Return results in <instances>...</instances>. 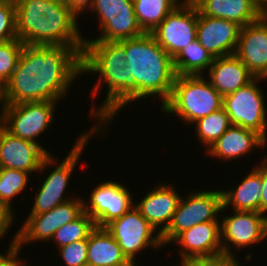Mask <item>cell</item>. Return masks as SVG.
I'll return each mask as SVG.
<instances>
[{"label": "cell", "instance_id": "60d3db41", "mask_svg": "<svg viewBox=\"0 0 267 266\" xmlns=\"http://www.w3.org/2000/svg\"><path fill=\"white\" fill-rule=\"evenodd\" d=\"M181 266H194V262L191 263H181Z\"/></svg>", "mask_w": 267, "mask_h": 266}, {"label": "cell", "instance_id": "4dcf8cb0", "mask_svg": "<svg viewBox=\"0 0 267 266\" xmlns=\"http://www.w3.org/2000/svg\"><path fill=\"white\" fill-rule=\"evenodd\" d=\"M24 43L18 38L0 44V89L12 76Z\"/></svg>", "mask_w": 267, "mask_h": 266}, {"label": "cell", "instance_id": "6da1fadb", "mask_svg": "<svg viewBox=\"0 0 267 266\" xmlns=\"http://www.w3.org/2000/svg\"><path fill=\"white\" fill-rule=\"evenodd\" d=\"M83 49L64 45H25L17 66L0 89L1 105L58 101L82 73Z\"/></svg>", "mask_w": 267, "mask_h": 266}, {"label": "cell", "instance_id": "9a60e30c", "mask_svg": "<svg viewBox=\"0 0 267 266\" xmlns=\"http://www.w3.org/2000/svg\"><path fill=\"white\" fill-rule=\"evenodd\" d=\"M54 160L42 145L14 136L0 124V168L31 174L43 171Z\"/></svg>", "mask_w": 267, "mask_h": 266}, {"label": "cell", "instance_id": "5b68a950", "mask_svg": "<svg viewBox=\"0 0 267 266\" xmlns=\"http://www.w3.org/2000/svg\"><path fill=\"white\" fill-rule=\"evenodd\" d=\"M165 113H176L189 125L223 108V96L203 75H176L169 99L162 105Z\"/></svg>", "mask_w": 267, "mask_h": 266}, {"label": "cell", "instance_id": "277c9868", "mask_svg": "<svg viewBox=\"0 0 267 266\" xmlns=\"http://www.w3.org/2000/svg\"><path fill=\"white\" fill-rule=\"evenodd\" d=\"M119 42L124 46L128 61L129 103L157 95L163 105L171 95L176 78L173 58L151 33Z\"/></svg>", "mask_w": 267, "mask_h": 266}, {"label": "cell", "instance_id": "83f0119b", "mask_svg": "<svg viewBox=\"0 0 267 266\" xmlns=\"http://www.w3.org/2000/svg\"><path fill=\"white\" fill-rule=\"evenodd\" d=\"M197 136L204 146L209 148L231 126L229 116L224 108L196 120Z\"/></svg>", "mask_w": 267, "mask_h": 266}, {"label": "cell", "instance_id": "d4e9b609", "mask_svg": "<svg viewBox=\"0 0 267 266\" xmlns=\"http://www.w3.org/2000/svg\"><path fill=\"white\" fill-rule=\"evenodd\" d=\"M87 264L92 266H133L118 242L104 227H95L87 239Z\"/></svg>", "mask_w": 267, "mask_h": 266}, {"label": "cell", "instance_id": "3957f363", "mask_svg": "<svg viewBox=\"0 0 267 266\" xmlns=\"http://www.w3.org/2000/svg\"><path fill=\"white\" fill-rule=\"evenodd\" d=\"M124 46L119 41H85L82 53V73L99 74L92 94L96 96L100 84L108 87L104 103L92 108L98 118V128L108 126L115 114L129 103V72ZM111 120V121H110ZM106 123V124H105Z\"/></svg>", "mask_w": 267, "mask_h": 266}, {"label": "cell", "instance_id": "2e32d148", "mask_svg": "<svg viewBox=\"0 0 267 266\" xmlns=\"http://www.w3.org/2000/svg\"><path fill=\"white\" fill-rule=\"evenodd\" d=\"M181 246V263L215 261L223 259L219 221L194 225L180 233L173 242Z\"/></svg>", "mask_w": 267, "mask_h": 266}, {"label": "cell", "instance_id": "7c38bea8", "mask_svg": "<svg viewBox=\"0 0 267 266\" xmlns=\"http://www.w3.org/2000/svg\"><path fill=\"white\" fill-rule=\"evenodd\" d=\"M91 8L99 17L101 36L85 41H121L144 34L136 19L133 0H94Z\"/></svg>", "mask_w": 267, "mask_h": 266}, {"label": "cell", "instance_id": "8992f818", "mask_svg": "<svg viewBox=\"0 0 267 266\" xmlns=\"http://www.w3.org/2000/svg\"><path fill=\"white\" fill-rule=\"evenodd\" d=\"M185 198L181 197L170 225L161 233L164 246L173 242L180 233L194 225L218 221L217 214L222 212L221 190L191 192Z\"/></svg>", "mask_w": 267, "mask_h": 266}, {"label": "cell", "instance_id": "836d02e7", "mask_svg": "<svg viewBox=\"0 0 267 266\" xmlns=\"http://www.w3.org/2000/svg\"><path fill=\"white\" fill-rule=\"evenodd\" d=\"M13 210L7 205L0 203V237L2 238L6 232L9 230L10 225H12Z\"/></svg>", "mask_w": 267, "mask_h": 266}, {"label": "cell", "instance_id": "d6a6232c", "mask_svg": "<svg viewBox=\"0 0 267 266\" xmlns=\"http://www.w3.org/2000/svg\"><path fill=\"white\" fill-rule=\"evenodd\" d=\"M57 249L66 266H82L87 264V239L73 242Z\"/></svg>", "mask_w": 267, "mask_h": 266}, {"label": "cell", "instance_id": "74e56055", "mask_svg": "<svg viewBox=\"0 0 267 266\" xmlns=\"http://www.w3.org/2000/svg\"><path fill=\"white\" fill-rule=\"evenodd\" d=\"M18 242V233L12 238L11 243L9 244V248L7 249V253L0 254V266L15 252Z\"/></svg>", "mask_w": 267, "mask_h": 266}, {"label": "cell", "instance_id": "ba28073f", "mask_svg": "<svg viewBox=\"0 0 267 266\" xmlns=\"http://www.w3.org/2000/svg\"><path fill=\"white\" fill-rule=\"evenodd\" d=\"M56 102L33 101L2 105L0 124L14 136L40 145L36 138L52 124Z\"/></svg>", "mask_w": 267, "mask_h": 266}, {"label": "cell", "instance_id": "52a82bcc", "mask_svg": "<svg viewBox=\"0 0 267 266\" xmlns=\"http://www.w3.org/2000/svg\"><path fill=\"white\" fill-rule=\"evenodd\" d=\"M104 228L118 242L123 255L133 266H136L135 257L141 250L150 246L154 249L164 246L161 234L154 233L156 229L135 206L120 218L112 220Z\"/></svg>", "mask_w": 267, "mask_h": 266}, {"label": "cell", "instance_id": "d6986e66", "mask_svg": "<svg viewBox=\"0 0 267 266\" xmlns=\"http://www.w3.org/2000/svg\"><path fill=\"white\" fill-rule=\"evenodd\" d=\"M241 26L198 11L197 40L214 58L235 54Z\"/></svg>", "mask_w": 267, "mask_h": 266}, {"label": "cell", "instance_id": "8fae6325", "mask_svg": "<svg viewBox=\"0 0 267 266\" xmlns=\"http://www.w3.org/2000/svg\"><path fill=\"white\" fill-rule=\"evenodd\" d=\"M101 129L102 128L99 129L94 125L90 130L91 132H87L84 135L81 134L80 137H77L78 139L76 140L73 149L70 150L66 158H64L44 180L38 194H36V199L30 214L48 212L57 205L70 200L68 198L64 199L63 196L71 174L83 153L86 143L89 141L88 139H91L90 136Z\"/></svg>", "mask_w": 267, "mask_h": 266}, {"label": "cell", "instance_id": "1f68e13d", "mask_svg": "<svg viewBox=\"0 0 267 266\" xmlns=\"http://www.w3.org/2000/svg\"><path fill=\"white\" fill-rule=\"evenodd\" d=\"M16 38L15 2L0 0V44Z\"/></svg>", "mask_w": 267, "mask_h": 266}, {"label": "cell", "instance_id": "8d00e7d4", "mask_svg": "<svg viewBox=\"0 0 267 266\" xmlns=\"http://www.w3.org/2000/svg\"><path fill=\"white\" fill-rule=\"evenodd\" d=\"M194 266H240L237 259L223 258L215 261H196Z\"/></svg>", "mask_w": 267, "mask_h": 266}, {"label": "cell", "instance_id": "ffe728a7", "mask_svg": "<svg viewBox=\"0 0 267 266\" xmlns=\"http://www.w3.org/2000/svg\"><path fill=\"white\" fill-rule=\"evenodd\" d=\"M181 197L170 184L154 187L143 199L134 205L141 215L157 230L164 232L171 223Z\"/></svg>", "mask_w": 267, "mask_h": 266}, {"label": "cell", "instance_id": "9c48e42d", "mask_svg": "<svg viewBox=\"0 0 267 266\" xmlns=\"http://www.w3.org/2000/svg\"><path fill=\"white\" fill-rule=\"evenodd\" d=\"M263 78H254L234 93L223 96V108L231 125L253 130L267 141V111L263 92L256 85Z\"/></svg>", "mask_w": 267, "mask_h": 266}, {"label": "cell", "instance_id": "44dd1931", "mask_svg": "<svg viewBox=\"0 0 267 266\" xmlns=\"http://www.w3.org/2000/svg\"><path fill=\"white\" fill-rule=\"evenodd\" d=\"M208 72L209 83L222 96L234 93L255 78L235 54L214 58Z\"/></svg>", "mask_w": 267, "mask_h": 266}, {"label": "cell", "instance_id": "7402d4cb", "mask_svg": "<svg viewBox=\"0 0 267 266\" xmlns=\"http://www.w3.org/2000/svg\"><path fill=\"white\" fill-rule=\"evenodd\" d=\"M205 16L236 22L241 27L258 21L265 12L252 0H192Z\"/></svg>", "mask_w": 267, "mask_h": 266}, {"label": "cell", "instance_id": "30bf717a", "mask_svg": "<svg viewBox=\"0 0 267 266\" xmlns=\"http://www.w3.org/2000/svg\"><path fill=\"white\" fill-rule=\"evenodd\" d=\"M180 3L151 33L173 59L197 39L198 8L192 0Z\"/></svg>", "mask_w": 267, "mask_h": 266}, {"label": "cell", "instance_id": "f546056e", "mask_svg": "<svg viewBox=\"0 0 267 266\" xmlns=\"http://www.w3.org/2000/svg\"><path fill=\"white\" fill-rule=\"evenodd\" d=\"M30 173L11 168H0V203L12 209V198L28 184Z\"/></svg>", "mask_w": 267, "mask_h": 266}, {"label": "cell", "instance_id": "e575fe53", "mask_svg": "<svg viewBox=\"0 0 267 266\" xmlns=\"http://www.w3.org/2000/svg\"><path fill=\"white\" fill-rule=\"evenodd\" d=\"M262 164V198L260 202V213H267V161L264 159Z\"/></svg>", "mask_w": 267, "mask_h": 266}, {"label": "cell", "instance_id": "4fadbf2b", "mask_svg": "<svg viewBox=\"0 0 267 266\" xmlns=\"http://www.w3.org/2000/svg\"><path fill=\"white\" fill-rule=\"evenodd\" d=\"M83 203V199L73 197L48 212L29 214L17 231L18 242L15 252L19 253L23 244L51 240L58 229L72 222L84 211Z\"/></svg>", "mask_w": 267, "mask_h": 266}, {"label": "cell", "instance_id": "484cf974", "mask_svg": "<svg viewBox=\"0 0 267 266\" xmlns=\"http://www.w3.org/2000/svg\"><path fill=\"white\" fill-rule=\"evenodd\" d=\"M180 0H133L137 22L144 33H152Z\"/></svg>", "mask_w": 267, "mask_h": 266}, {"label": "cell", "instance_id": "5bb4252c", "mask_svg": "<svg viewBox=\"0 0 267 266\" xmlns=\"http://www.w3.org/2000/svg\"><path fill=\"white\" fill-rule=\"evenodd\" d=\"M220 223L223 258L236 259L229 244L238 250L267 237V215L256 211H234Z\"/></svg>", "mask_w": 267, "mask_h": 266}, {"label": "cell", "instance_id": "d590c367", "mask_svg": "<svg viewBox=\"0 0 267 266\" xmlns=\"http://www.w3.org/2000/svg\"><path fill=\"white\" fill-rule=\"evenodd\" d=\"M76 15L92 7L94 0H62Z\"/></svg>", "mask_w": 267, "mask_h": 266}, {"label": "cell", "instance_id": "603a6c76", "mask_svg": "<svg viewBox=\"0 0 267 266\" xmlns=\"http://www.w3.org/2000/svg\"><path fill=\"white\" fill-rule=\"evenodd\" d=\"M266 142L261 135L253 130L231 125L206 151L209 156H214L220 160H235L253 151L254 147L263 148Z\"/></svg>", "mask_w": 267, "mask_h": 266}, {"label": "cell", "instance_id": "7a4b0ae2", "mask_svg": "<svg viewBox=\"0 0 267 266\" xmlns=\"http://www.w3.org/2000/svg\"><path fill=\"white\" fill-rule=\"evenodd\" d=\"M16 34L25 45L84 49L77 15L62 0H15Z\"/></svg>", "mask_w": 267, "mask_h": 266}, {"label": "cell", "instance_id": "4316f807", "mask_svg": "<svg viewBox=\"0 0 267 266\" xmlns=\"http://www.w3.org/2000/svg\"><path fill=\"white\" fill-rule=\"evenodd\" d=\"M213 60L214 57L196 39L173 59V64L176 75L197 76L203 75Z\"/></svg>", "mask_w": 267, "mask_h": 266}, {"label": "cell", "instance_id": "ac0fdd59", "mask_svg": "<svg viewBox=\"0 0 267 266\" xmlns=\"http://www.w3.org/2000/svg\"><path fill=\"white\" fill-rule=\"evenodd\" d=\"M235 55L255 78L267 77V15L241 27Z\"/></svg>", "mask_w": 267, "mask_h": 266}, {"label": "cell", "instance_id": "e0dca14e", "mask_svg": "<svg viewBox=\"0 0 267 266\" xmlns=\"http://www.w3.org/2000/svg\"><path fill=\"white\" fill-rule=\"evenodd\" d=\"M131 195L124 185L107 180L93 189L89 203L84 201V211L95 221L97 227H105L134 206Z\"/></svg>", "mask_w": 267, "mask_h": 266}, {"label": "cell", "instance_id": "f1b7e54d", "mask_svg": "<svg viewBox=\"0 0 267 266\" xmlns=\"http://www.w3.org/2000/svg\"><path fill=\"white\" fill-rule=\"evenodd\" d=\"M95 227V221L83 211L72 222L63 225L58 229L52 239L58 245L57 248H60L73 242L88 239Z\"/></svg>", "mask_w": 267, "mask_h": 266}, {"label": "cell", "instance_id": "ab89813d", "mask_svg": "<svg viewBox=\"0 0 267 266\" xmlns=\"http://www.w3.org/2000/svg\"><path fill=\"white\" fill-rule=\"evenodd\" d=\"M255 2L265 13L267 12V0H252Z\"/></svg>", "mask_w": 267, "mask_h": 266}, {"label": "cell", "instance_id": "cb8c5ba5", "mask_svg": "<svg viewBox=\"0 0 267 266\" xmlns=\"http://www.w3.org/2000/svg\"><path fill=\"white\" fill-rule=\"evenodd\" d=\"M262 166L254 167L235 189L221 190L222 209L230 205L234 211H256L260 213L262 198Z\"/></svg>", "mask_w": 267, "mask_h": 266}, {"label": "cell", "instance_id": "f35d334b", "mask_svg": "<svg viewBox=\"0 0 267 266\" xmlns=\"http://www.w3.org/2000/svg\"><path fill=\"white\" fill-rule=\"evenodd\" d=\"M18 255L19 253L14 252L1 266H26L18 260L20 259Z\"/></svg>", "mask_w": 267, "mask_h": 266}]
</instances>
